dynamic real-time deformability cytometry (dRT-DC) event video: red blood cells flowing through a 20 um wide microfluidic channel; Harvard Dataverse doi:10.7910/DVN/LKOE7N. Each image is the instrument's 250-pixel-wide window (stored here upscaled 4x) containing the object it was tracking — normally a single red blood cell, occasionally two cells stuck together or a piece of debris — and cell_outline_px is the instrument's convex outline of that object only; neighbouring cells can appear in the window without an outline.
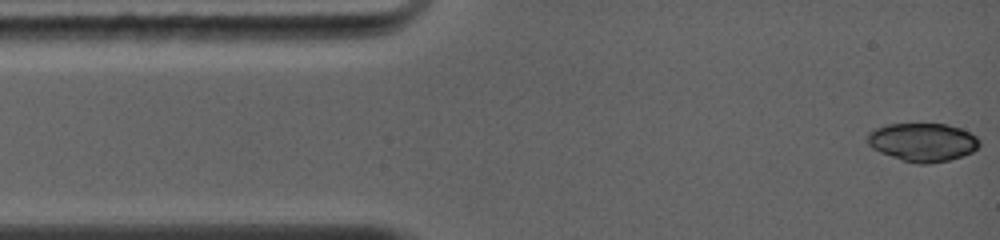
{"species": "common noctule bat (a hibernating species)", "species_latin": "Nyctalus noctula", "temperature_condition": "warm", "stored_images_in_passage": 5, "camera_frame_rate_fps": 5000, "um_per_image_px": 0.085, "animal": {"sex": "female", "body_mass_g": 19.0, "forearm_length_mm": 56.7}, "frame": {"image": 1, "passage_image": 1, "time_ms": 0.0, "image_size_px": [1000, 240], "cell_outline_px": [[980, 144], [972, 152], [948, 160], [904, 160], [880, 152], [872, 148], [868, 144], [868, 132], [876, 128], [888, 124], [944, 124], [960, 128], [976, 136], [980, 140]], "centroid_in_image_um": [78.42, 12.03], "position_along_channel_um": 6.6, "area_um2": 23.99}}